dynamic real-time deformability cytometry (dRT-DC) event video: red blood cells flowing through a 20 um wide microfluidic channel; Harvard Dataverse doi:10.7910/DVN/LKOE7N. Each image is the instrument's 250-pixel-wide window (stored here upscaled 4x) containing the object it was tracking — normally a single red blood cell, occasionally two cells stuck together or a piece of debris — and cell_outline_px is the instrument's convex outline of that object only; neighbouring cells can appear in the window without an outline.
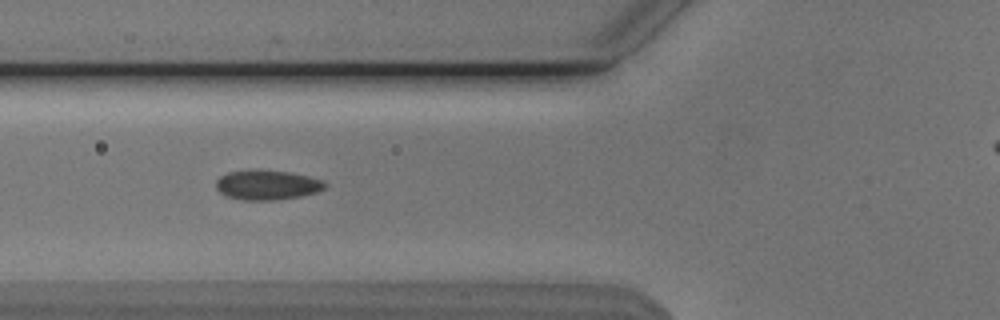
{"species": "Egyptian fruit bat (a non-hibernating species)", "species_latin": "Rousettus aegyptiacus", "temperature_condition": "cold", "stored_images_in_passage": 49, "camera_frame_rate_fps": 3000, "um_per_image_px": 0.085, "animal": {"sex": "male"}, "frame": {"image": 1, "passage_image": 20, "time_ms": 6.333, "image_size_px": [1000, 320], "cell_outline_px": [[328, 184], [324, 188], [316, 192], [300, 196], [276, 200], [240, 200], [224, 196], [216, 188], [216, 180], [220, 176], [228, 172], [256, 168], [260, 168], [288, 172], [308, 176], [324, 180]], "centroid_in_image_um": [22.67, 15.7], "position_along_channel_um": 103.1, "area_um2": 19.31}}
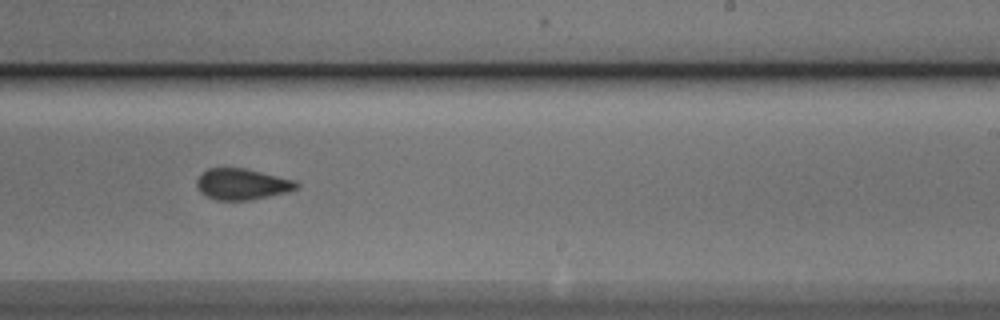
{"frame": {"image": 2, "passage_image": 33, "time_ms": 10.667, "image_size_px": [1000, 320], "cell_outline_px": [[300, 184], [296, 188], [288, 192], [252, 200], [216, 200], [200, 192], [196, 184], [196, 180], [208, 168], [244, 168], [296, 180]], "centroid_in_image_um": [20.6, 15.66], "position_along_channel_um": 268.4, "area_um2": 18.03}}
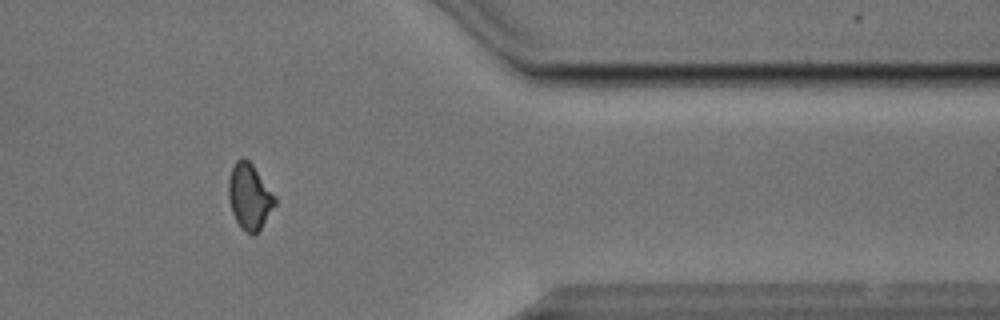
{"frame": {"image": 3, "passage_image": 44, "time_ms": 14.333, "image_size_px": [1000, 320], "cell_outline_px": [[276, 204], [260, 228], [252, 236], [240, 228], [232, 212], [228, 200], [228, 180], [232, 168], [236, 160], [240, 156], [244, 156], [252, 164], [276, 196]], "centroid_in_image_um": [21.19, 16.69], "position_along_channel_um": 390.2, "area_um2": 17.86}}